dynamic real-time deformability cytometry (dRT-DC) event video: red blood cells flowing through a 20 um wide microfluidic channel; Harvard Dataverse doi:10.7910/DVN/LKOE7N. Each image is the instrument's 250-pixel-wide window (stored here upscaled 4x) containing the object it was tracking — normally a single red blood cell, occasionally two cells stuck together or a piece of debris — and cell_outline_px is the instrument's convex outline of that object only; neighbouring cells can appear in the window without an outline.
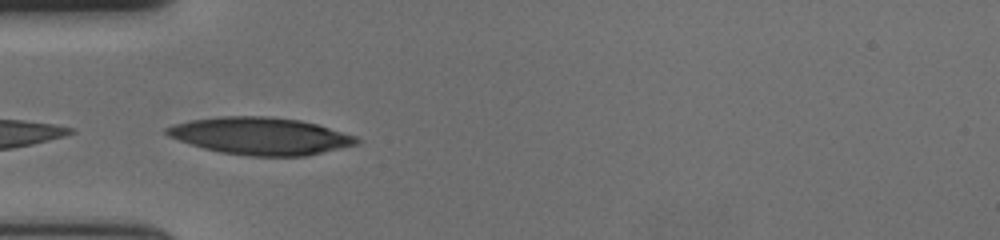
{"species": "human", "species_latin": "Homo sapiens", "temperature_condition": "cold", "stored_images_in_passage": 29, "camera_frame_rate_fps": 3000, "um_per_image_px": 0.085, "donor": {"sex": "female"}, "frame": {"image": 1, "passage_image": 1, "time_ms": 0.0, "image_size_px": [1000, 240], "cell_outline_px": [[364, 140], [360, 144], [304, 156], [248, 156], [220, 152], [188, 144], [168, 136], [164, 132], [164, 128], [172, 124], [188, 120], [220, 116], [268, 116], [300, 120], [316, 124], [356, 136]], "centroid_in_image_um": [22.12, 11.56], "position_along_channel_um": 62.9, "area_um2": 41.56}, "authors_computed_cell_mechanics": {"area_um2": 39.015, "velocity_mm_per_s": 3.5969, "shape_relaxation_time_tau1_ms": 2.7733, "shape_relaxation_time_tau2_ms": null, "deformation_change_tau1": 0.1302, "deformation_change_tau2": null}}